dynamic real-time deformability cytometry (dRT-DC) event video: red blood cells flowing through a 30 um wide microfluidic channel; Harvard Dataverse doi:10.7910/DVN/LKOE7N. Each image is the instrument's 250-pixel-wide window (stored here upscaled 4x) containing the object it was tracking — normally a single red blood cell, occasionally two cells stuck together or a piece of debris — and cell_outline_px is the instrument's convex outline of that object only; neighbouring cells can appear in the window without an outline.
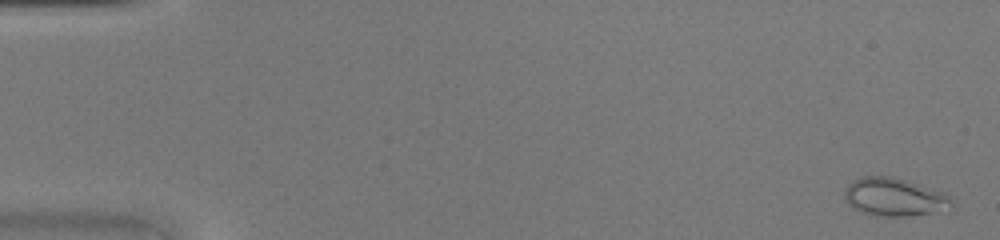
{"species": "common noctule bat (a hibernating species)", "species_latin": "Nyctalus noctula", "temperature_condition": "warm", "stored_images_in_passage": 46, "camera_frame_rate_fps": 3000, "um_per_image_px": 0.085, "animal": {"sex": "female", "body_mass_g": 20.0, "forearm_length_mm": 54.0}, "frame": {"image": 1, "passage_image": 2, "time_ms": 0.333, "image_size_px": [1000, 240], "cell_outline_px": [[952, 204], [948, 212], [908, 216], [872, 216], [860, 212], [852, 208], [848, 204], [844, 196], [844, 188], [852, 180], [860, 176], [888, 176], [904, 180], [944, 192], [948, 196]], "centroid_in_image_um": [76.0, 16.78], "position_along_channel_um": 9.0, "area_um2": 24.22}}
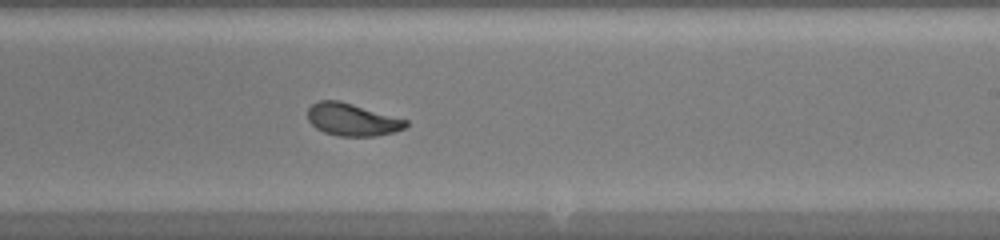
{"frame": {"image": 2, "passage_image": 29, "time_ms": 9.333, "image_size_px": [1000, 240], "cell_outline_px": [[408, 124], [404, 128], [392, 132], [376, 136], [340, 136], [324, 132], [316, 128], [308, 120], [308, 108], [312, 104], [320, 100], [340, 100], [408, 120]], "centroid_in_image_um": [29.92, 10.16], "position_along_channel_um": 259.1, "area_um2": 18.5}}
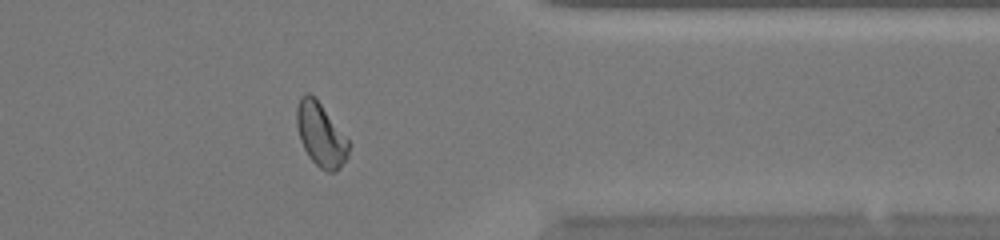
{"frame": {"image": 3, "passage_image": 38, "time_ms": 12.333, "image_size_px": [1000, 240], "cell_outline_px": [[352, 144], [348, 156], [340, 168], [336, 172], [328, 172], [320, 168], [308, 156], [300, 140], [296, 124], [296, 108], [300, 96], [304, 92], [308, 92], [320, 104]], "centroid_in_image_um": [27.27, 11.47], "position_along_channel_um": 384.1, "area_um2": 19.31}}